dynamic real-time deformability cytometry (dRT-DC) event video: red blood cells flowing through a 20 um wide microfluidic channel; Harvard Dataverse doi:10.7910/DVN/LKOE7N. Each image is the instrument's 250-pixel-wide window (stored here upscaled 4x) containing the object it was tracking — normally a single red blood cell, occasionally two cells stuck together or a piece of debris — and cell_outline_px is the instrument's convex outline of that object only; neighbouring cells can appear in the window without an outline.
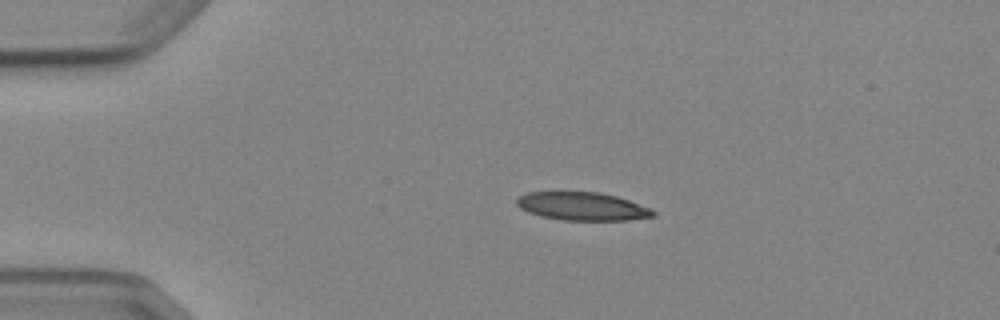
{"species": "Egyptian fruit bat (a non-hibernating species)", "species_latin": "Rousettus aegyptiacus", "temperature_condition": "cold", "stored_images_in_passage": 4, "camera_frame_rate_fps": 3000, "um_per_image_px": 0.085, "animal": {"sex": "female"}, "frame": {"image": 1, "passage_image": 3, "time_ms": 3.0, "image_size_px": [1000, 320], "cell_outline_px": [[656, 216], [628, 220], [564, 220], [540, 216], [528, 212], [520, 208], [516, 204], [516, 200], [524, 192], [560, 188], [600, 192], [616, 196], [652, 208], [656, 212]], "centroid_in_image_um": [49.42, 17.47], "position_along_channel_um": 35.6, "area_um2": 23.58}}